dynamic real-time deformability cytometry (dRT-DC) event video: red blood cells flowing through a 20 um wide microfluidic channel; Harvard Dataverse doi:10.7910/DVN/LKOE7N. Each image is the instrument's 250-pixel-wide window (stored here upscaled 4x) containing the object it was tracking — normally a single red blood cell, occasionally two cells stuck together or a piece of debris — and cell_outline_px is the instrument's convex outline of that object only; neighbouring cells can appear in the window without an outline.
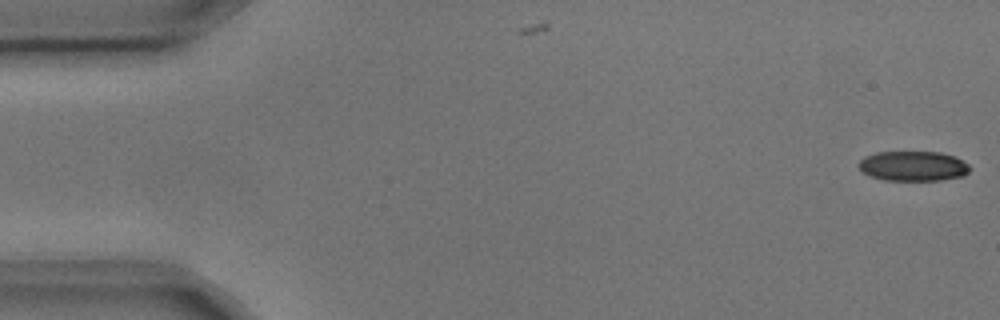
{"species": "common noctule bat (a hibernating species)", "species_latin": "Nyctalus noctula", "temperature_condition": "cold", "stored_images_in_passage": 6, "camera_frame_rate_fps": 3000, "um_per_image_px": 0.085, "animal": {"sex": "male", "body_mass_g": 17.9, "forearm_length_mm": 54.2}, "frame": {"image": 1, "passage_image": 1, "time_ms": 0.0, "image_size_px": [1000, 320], "cell_outline_px": [[972, 168], [964, 176], [940, 180], [884, 180], [860, 172], [856, 164], [864, 156], [876, 152], [940, 152], [952, 156], [968, 164]], "centroid_in_image_um": [77.57, 14.12], "position_along_channel_um": 7.4, "area_um2": 19.48}}
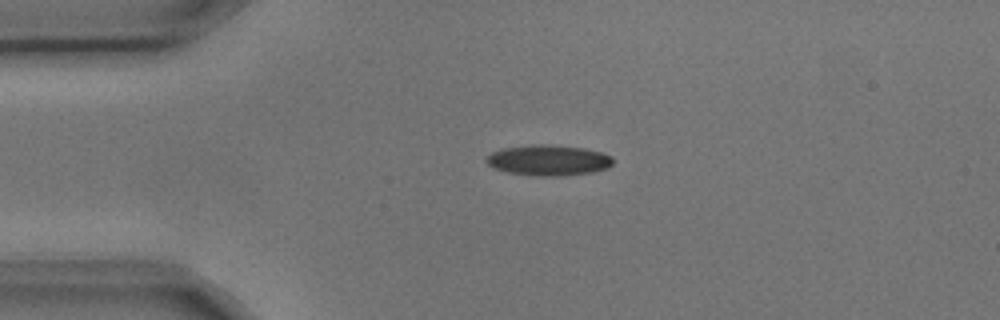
{"frame": {"image": 2, "passage_image": 4, "time_ms": 1.0, "image_size_px": [1000, 320], "cell_outline_px": [[612, 164], [608, 168], [592, 172], [560, 176], [540, 176], [508, 172], [496, 168], [488, 164], [484, 160], [492, 152], [500, 148], [532, 144], [548, 144], [584, 148], [600, 152], [612, 156]], "centroid_in_image_um": [46.61, 13.61], "position_along_channel_um": 38.4, "area_um2": 22.6}}